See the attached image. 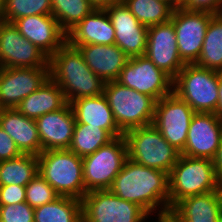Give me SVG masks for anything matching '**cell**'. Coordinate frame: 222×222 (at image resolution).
<instances>
[{
	"label": "cell",
	"mask_w": 222,
	"mask_h": 222,
	"mask_svg": "<svg viewBox=\"0 0 222 222\" xmlns=\"http://www.w3.org/2000/svg\"><path fill=\"white\" fill-rule=\"evenodd\" d=\"M134 17L145 27L169 21L174 9L159 0H123Z\"/></svg>",
	"instance_id": "cell-30"
},
{
	"label": "cell",
	"mask_w": 222,
	"mask_h": 222,
	"mask_svg": "<svg viewBox=\"0 0 222 222\" xmlns=\"http://www.w3.org/2000/svg\"><path fill=\"white\" fill-rule=\"evenodd\" d=\"M26 186L10 184L0 185V205L26 202Z\"/></svg>",
	"instance_id": "cell-35"
},
{
	"label": "cell",
	"mask_w": 222,
	"mask_h": 222,
	"mask_svg": "<svg viewBox=\"0 0 222 222\" xmlns=\"http://www.w3.org/2000/svg\"><path fill=\"white\" fill-rule=\"evenodd\" d=\"M159 222H173L169 217L159 218Z\"/></svg>",
	"instance_id": "cell-43"
},
{
	"label": "cell",
	"mask_w": 222,
	"mask_h": 222,
	"mask_svg": "<svg viewBox=\"0 0 222 222\" xmlns=\"http://www.w3.org/2000/svg\"><path fill=\"white\" fill-rule=\"evenodd\" d=\"M33 15H52L51 0H5V22Z\"/></svg>",
	"instance_id": "cell-32"
},
{
	"label": "cell",
	"mask_w": 222,
	"mask_h": 222,
	"mask_svg": "<svg viewBox=\"0 0 222 222\" xmlns=\"http://www.w3.org/2000/svg\"><path fill=\"white\" fill-rule=\"evenodd\" d=\"M48 65L50 78L62 89L68 103L103 94L106 82L93 73L79 49L68 42L49 58Z\"/></svg>",
	"instance_id": "cell-2"
},
{
	"label": "cell",
	"mask_w": 222,
	"mask_h": 222,
	"mask_svg": "<svg viewBox=\"0 0 222 222\" xmlns=\"http://www.w3.org/2000/svg\"><path fill=\"white\" fill-rule=\"evenodd\" d=\"M144 55L172 79L183 69L185 63L178 52L176 33L171 20L148 27Z\"/></svg>",
	"instance_id": "cell-15"
},
{
	"label": "cell",
	"mask_w": 222,
	"mask_h": 222,
	"mask_svg": "<svg viewBox=\"0 0 222 222\" xmlns=\"http://www.w3.org/2000/svg\"><path fill=\"white\" fill-rule=\"evenodd\" d=\"M0 126L14 140L22 154L38 156L41 153L35 119L27 118L16 108L0 109Z\"/></svg>",
	"instance_id": "cell-23"
},
{
	"label": "cell",
	"mask_w": 222,
	"mask_h": 222,
	"mask_svg": "<svg viewBox=\"0 0 222 222\" xmlns=\"http://www.w3.org/2000/svg\"><path fill=\"white\" fill-rule=\"evenodd\" d=\"M113 139L114 138L101 127L76 123L68 150L83 158L93 154L96 150L107 145Z\"/></svg>",
	"instance_id": "cell-29"
},
{
	"label": "cell",
	"mask_w": 222,
	"mask_h": 222,
	"mask_svg": "<svg viewBox=\"0 0 222 222\" xmlns=\"http://www.w3.org/2000/svg\"><path fill=\"white\" fill-rule=\"evenodd\" d=\"M169 4L174 10L181 8L184 0H159Z\"/></svg>",
	"instance_id": "cell-41"
},
{
	"label": "cell",
	"mask_w": 222,
	"mask_h": 222,
	"mask_svg": "<svg viewBox=\"0 0 222 222\" xmlns=\"http://www.w3.org/2000/svg\"><path fill=\"white\" fill-rule=\"evenodd\" d=\"M76 123L90 124L105 129L113 138L123 136L115 123L112 110L104 94L82 97L70 102Z\"/></svg>",
	"instance_id": "cell-24"
},
{
	"label": "cell",
	"mask_w": 222,
	"mask_h": 222,
	"mask_svg": "<svg viewBox=\"0 0 222 222\" xmlns=\"http://www.w3.org/2000/svg\"><path fill=\"white\" fill-rule=\"evenodd\" d=\"M123 136L127 145L128 158L145 167L170 174L181 155L153 124L131 129Z\"/></svg>",
	"instance_id": "cell-5"
},
{
	"label": "cell",
	"mask_w": 222,
	"mask_h": 222,
	"mask_svg": "<svg viewBox=\"0 0 222 222\" xmlns=\"http://www.w3.org/2000/svg\"><path fill=\"white\" fill-rule=\"evenodd\" d=\"M82 222H148L151 216L139 205L110 190H95L81 199ZM148 219V220H147Z\"/></svg>",
	"instance_id": "cell-9"
},
{
	"label": "cell",
	"mask_w": 222,
	"mask_h": 222,
	"mask_svg": "<svg viewBox=\"0 0 222 222\" xmlns=\"http://www.w3.org/2000/svg\"><path fill=\"white\" fill-rule=\"evenodd\" d=\"M213 166L215 169L216 177L222 184V138L220 140V144L217 149L216 155L213 159Z\"/></svg>",
	"instance_id": "cell-38"
},
{
	"label": "cell",
	"mask_w": 222,
	"mask_h": 222,
	"mask_svg": "<svg viewBox=\"0 0 222 222\" xmlns=\"http://www.w3.org/2000/svg\"><path fill=\"white\" fill-rule=\"evenodd\" d=\"M182 8L218 15L222 14V0H184Z\"/></svg>",
	"instance_id": "cell-36"
},
{
	"label": "cell",
	"mask_w": 222,
	"mask_h": 222,
	"mask_svg": "<svg viewBox=\"0 0 222 222\" xmlns=\"http://www.w3.org/2000/svg\"><path fill=\"white\" fill-rule=\"evenodd\" d=\"M218 222H222V210H221V212H220Z\"/></svg>",
	"instance_id": "cell-44"
},
{
	"label": "cell",
	"mask_w": 222,
	"mask_h": 222,
	"mask_svg": "<svg viewBox=\"0 0 222 222\" xmlns=\"http://www.w3.org/2000/svg\"><path fill=\"white\" fill-rule=\"evenodd\" d=\"M218 91H219V97H218V104H217L215 114L220 119H222V72H219Z\"/></svg>",
	"instance_id": "cell-40"
},
{
	"label": "cell",
	"mask_w": 222,
	"mask_h": 222,
	"mask_svg": "<svg viewBox=\"0 0 222 222\" xmlns=\"http://www.w3.org/2000/svg\"><path fill=\"white\" fill-rule=\"evenodd\" d=\"M34 222H82L81 200L59 196L52 202L34 208Z\"/></svg>",
	"instance_id": "cell-26"
},
{
	"label": "cell",
	"mask_w": 222,
	"mask_h": 222,
	"mask_svg": "<svg viewBox=\"0 0 222 222\" xmlns=\"http://www.w3.org/2000/svg\"><path fill=\"white\" fill-rule=\"evenodd\" d=\"M219 72L185 64L173 79V93L195 112L215 113L218 104Z\"/></svg>",
	"instance_id": "cell-7"
},
{
	"label": "cell",
	"mask_w": 222,
	"mask_h": 222,
	"mask_svg": "<svg viewBox=\"0 0 222 222\" xmlns=\"http://www.w3.org/2000/svg\"><path fill=\"white\" fill-rule=\"evenodd\" d=\"M52 15L67 35L94 8L89 0H51Z\"/></svg>",
	"instance_id": "cell-31"
},
{
	"label": "cell",
	"mask_w": 222,
	"mask_h": 222,
	"mask_svg": "<svg viewBox=\"0 0 222 222\" xmlns=\"http://www.w3.org/2000/svg\"><path fill=\"white\" fill-rule=\"evenodd\" d=\"M68 104L62 89L50 77L35 92L24 98L16 109L27 118L37 119Z\"/></svg>",
	"instance_id": "cell-25"
},
{
	"label": "cell",
	"mask_w": 222,
	"mask_h": 222,
	"mask_svg": "<svg viewBox=\"0 0 222 222\" xmlns=\"http://www.w3.org/2000/svg\"><path fill=\"white\" fill-rule=\"evenodd\" d=\"M21 154L14 140L0 126V161L13 159Z\"/></svg>",
	"instance_id": "cell-37"
},
{
	"label": "cell",
	"mask_w": 222,
	"mask_h": 222,
	"mask_svg": "<svg viewBox=\"0 0 222 222\" xmlns=\"http://www.w3.org/2000/svg\"><path fill=\"white\" fill-rule=\"evenodd\" d=\"M222 210V191L181 199L169 213L173 222H218Z\"/></svg>",
	"instance_id": "cell-20"
},
{
	"label": "cell",
	"mask_w": 222,
	"mask_h": 222,
	"mask_svg": "<svg viewBox=\"0 0 222 222\" xmlns=\"http://www.w3.org/2000/svg\"><path fill=\"white\" fill-rule=\"evenodd\" d=\"M214 14L177 8L173 11V23L177 48L185 64H195L201 54L205 33Z\"/></svg>",
	"instance_id": "cell-12"
},
{
	"label": "cell",
	"mask_w": 222,
	"mask_h": 222,
	"mask_svg": "<svg viewBox=\"0 0 222 222\" xmlns=\"http://www.w3.org/2000/svg\"><path fill=\"white\" fill-rule=\"evenodd\" d=\"M195 65L222 72V14L214 15L210 19L202 51Z\"/></svg>",
	"instance_id": "cell-27"
},
{
	"label": "cell",
	"mask_w": 222,
	"mask_h": 222,
	"mask_svg": "<svg viewBox=\"0 0 222 222\" xmlns=\"http://www.w3.org/2000/svg\"><path fill=\"white\" fill-rule=\"evenodd\" d=\"M48 61L13 23L0 22V68H49Z\"/></svg>",
	"instance_id": "cell-13"
},
{
	"label": "cell",
	"mask_w": 222,
	"mask_h": 222,
	"mask_svg": "<svg viewBox=\"0 0 222 222\" xmlns=\"http://www.w3.org/2000/svg\"><path fill=\"white\" fill-rule=\"evenodd\" d=\"M49 77V68H0V109L16 108Z\"/></svg>",
	"instance_id": "cell-14"
},
{
	"label": "cell",
	"mask_w": 222,
	"mask_h": 222,
	"mask_svg": "<svg viewBox=\"0 0 222 222\" xmlns=\"http://www.w3.org/2000/svg\"><path fill=\"white\" fill-rule=\"evenodd\" d=\"M79 49L85 63L105 82L118 79L129 57L117 45H71Z\"/></svg>",
	"instance_id": "cell-21"
},
{
	"label": "cell",
	"mask_w": 222,
	"mask_h": 222,
	"mask_svg": "<svg viewBox=\"0 0 222 222\" xmlns=\"http://www.w3.org/2000/svg\"><path fill=\"white\" fill-rule=\"evenodd\" d=\"M123 2V0H89L94 9H106L114 4Z\"/></svg>",
	"instance_id": "cell-39"
},
{
	"label": "cell",
	"mask_w": 222,
	"mask_h": 222,
	"mask_svg": "<svg viewBox=\"0 0 222 222\" xmlns=\"http://www.w3.org/2000/svg\"><path fill=\"white\" fill-rule=\"evenodd\" d=\"M70 45L115 44V30L105 9L92 10L67 34Z\"/></svg>",
	"instance_id": "cell-22"
},
{
	"label": "cell",
	"mask_w": 222,
	"mask_h": 222,
	"mask_svg": "<svg viewBox=\"0 0 222 222\" xmlns=\"http://www.w3.org/2000/svg\"><path fill=\"white\" fill-rule=\"evenodd\" d=\"M38 173L60 196L82 199L85 194L82 158L68 149L46 150L38 156Z\"/></svg>",
	"instance_id": "cell-4"
},
{
	"label": "cell",
	"mask_w": 222,
	"mask_h": 222,
	"mask_svg": "<svg viewBox=\"0 0 222 222\" xmlns=\"http://www.w3.org/2000/svg\"><path fill=\"white\" fill-rule=\"evenodd\" d=\"M109 190L141 206L150 216L155 214V219L169 216V174L162 170L145 167L128 158Z\"/></svg>",
	"instance_id": "cell-1"
},
{
	"label": "cell",
	"mask_w": 222,
	"mask_h": 222,
	"mask_svg": "<svg viewBox=\"0 0 222 222\" xmlns=\"http://www.w3.org/2000/svg\"><path fill=\"white\" fill-rule=\"evenodd\" d=\"M59 196L55 189L39 173L26 185V202L32 208L52 202Z\"/></svg>",
	"instance_id": "cell-33"
},
{
	"label": "cell",
	"mask_w": 222,
	"mask_h": 222,
	"mask_svg": "<svg viewBox=\"0 0 222 222\" xmlns=\"http://www.w3.org/2000/svg\"><path fill=\"white\" fill-rule=\"evenodd\" d=\"M38 174V157L32 154L0 161V185L26 186Z\"/></svg>",
	"instance_id": "cell-28"
},
{
	"label": "cell",
	"mask_w": 222,
	"mask_h": 222,
	"mask_svg": "<svg viewBox=\"0 0 222 222\" xmlns=\"http://www.w3.org/2000/svg\"><path fill=\"white\" fill-rule=\"evenodd\" d=\"M0 222H34V208L27 202L0 205Z\"/></svg>",
	"instance_id": "cell-34"
},
{
	"label": "cell",
	"mask_w": 222,
	"mask_h": 222,
	"mask_svg": "<svg viewBox=\"0 0 222 222\" xmlns=\"http://www.w3.org/2000/svg\"><path fill=\"white\" fill-rule=\"evenodd\" d=\"M222 191L213 160L180 155L169 174L170 210L183 198Z\"/></svg>",
	"instance_id": "cell-3"
},
{
	"label": "cell",
	"mask_w": 222,
	"mask_h": 222,
	"mask_svg": "<svg viewBox=\"0 0 222 222\" xmlns=\"http://www.w3.org/2000/svg\"><path fill=\"white\" fill-rule=\"evenodd\" d=\"M222 138V119L215 113L196 112L181 155L213 160Z\"/></svg>",
	"instance_id": "cell-16"
},
{
	"label": "cell",
	"mask_w": 222,
	"mask_h": 222,
	"mask_svg": "<svg viewBox=\"0 0 222 222\" xmlns=\"http://www.w3.org/2000/svg\"><path fill=\"white\" fill-rule=\"evenodd\" d=\"M195 113L185 101L172 92L155 103L153 125L172 147L182 153Z\"/></svg>",
	"instance_id": "cell-10"
},
{
	"label": "cell",
	"mask_w": 222,
	"mask_h": 222,
	"mask_svg": "<svg viewBox=\"0 0 222 222\" xmlns=\"http://www.w3.org/2000/svg\"><path fill=\"white\" fill-rule=\"evenodd\" d=\"M13 25L48 58L67 42V35L53 15L21 17L15 20Z\"/></svg>",
	"instance_id": "cell-18"
},
{
	"label": "cell",
	"mask_w": 222,
	"mask_h": 222,
	"mask_svg": "<svg viewBox=\"0 0 222 222\" xmlns=\"http://www.w3.org/2000/svg\"><path fill=\"white\" fill-rule=\"evenodd\" d=\"M35 122L41 141V152L69 149L76 124L70 103L58 111L38 117Z\"/></svg>",
	"instance_id": "cell-19"
},
{
	"label": "cell",
	"mask_w": 222,
	"mask_h": 222,
	"mask_svg": "<svg viewBox=\"0 0 222 222\" xmlns=\"http://www.w3.org/2000/svg\"><path fill=\"white\" fill-rule=\"evenodd\" d=\"M153 220H151V222H152ZM153 222H159V218H157V220L155 219Z\"/></svg>",
	"instance_id": "cell-45"
},
{
	"label": "cell",
	"mask_w": 222,
	"mask_h": 222,
	"mask_svg": "<svg viewBox=\"0 0 222 222\" xmlns=\"http://www.w3.org/2000/svg\"><path fill=\"white\" fill-rule=\"evenodd\" d=\"M5 0H0V22L4 21Z\"/></svg>",
	"instance_id": "cell-42"
},
{
	"label": "cell",
	"mask_w": 222,
	"mask_h": 222,
	"mask_svg": "<svg viewBox=\"0 0 222 222\" xmlns=\"http://www.w3.org/2000/svg\"><path fill=\"white\" fill-rule=\"evenodd\" d=\"M116 81L156 102L173 92V79L145 55L129 58Z\"/></svg>",
	"instance_id": "cell-11"
},
{
	"label": "cell",
	"mask_w": 222,
	"mask_h": 222,
	"mask_svg": "<svg viewBox=\"0 0 222 222\" xmlns=\"http://www.w3.org/2000/svg\"><path fill=\"white\" fill-rule=\"evenodd\" d=\"M127 159V145L124 136L114 138L93 154L83 157V180L86 193L95 190H109Z\"/></svg>",
	"instance_id": "cell-8"
},
{
	"label": "cell",
	"mask_w": 222,
	"mask_h": 222,
	"mask_svg": "<svg viewBox=\"0 0 222 222\" xmlns=\"http://www.w3.org/2000/svg\"><path fill=\"white\" fill-rule=\"evenodd\" d=\"M103 94L123 134L153 124L156 101L149 95L121 85L116 80L106 82Z\"/></svg>",
	"instance_id": "cell-6"
},
{
	"label": "cell",
	"mask_w": 222,
	"mask_h": 222,
	"mask_svg": "<svg viewBox=\"0 0 222 222\" xmlns=\"http://www.w3.org/2000/svg\"><path fill=\"white\" fill-rule=\"evenodd\" d=\"M115 30V45L131 58L145 54L148 28L141 24L124 2L105 9Z\"/></svg>",
	"instance_id": "cell-17"
}]
</instances>
